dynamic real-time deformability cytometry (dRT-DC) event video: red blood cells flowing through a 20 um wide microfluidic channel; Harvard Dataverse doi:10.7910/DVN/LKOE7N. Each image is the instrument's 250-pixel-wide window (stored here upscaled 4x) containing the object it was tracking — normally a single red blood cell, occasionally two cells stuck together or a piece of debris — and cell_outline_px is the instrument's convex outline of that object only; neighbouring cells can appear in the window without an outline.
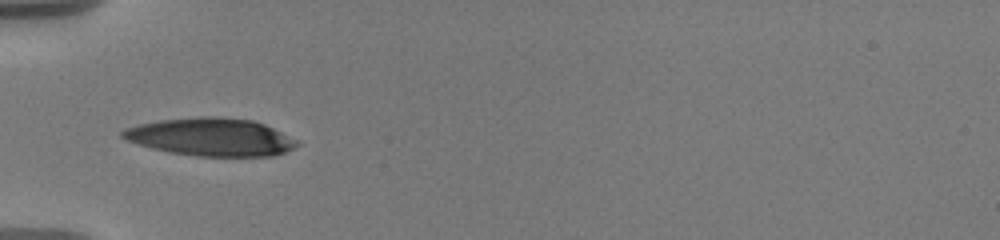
{"species": "human", "species_latin": "Homo sapiens", "temperature_condition": "warm", "stored_images_in_passage": 8, "camera_frame_rate_fps": 3000, "um_per_image_px": 0.085, "donor": {"sex": "male"}, "frame": {"image": 1, "passage_image": 1, "time_ms": 0.0, "image_size_px": [1000, 240], "cell_outline_px": [[300, 144], [284, 152], [272, 156], [200, 156], [172, 152], [152, 148], [128, 140], [120, 136], [120, 132], [124, 128], [140, 124], [160, 120], [196, 116], [220, 116], [252, 120], [264, 124], [296, 140]], "centroid_in_image_um": [17.91, 11.63], "position_along_channel_um": 67.1, "area_um2": 38.15}}
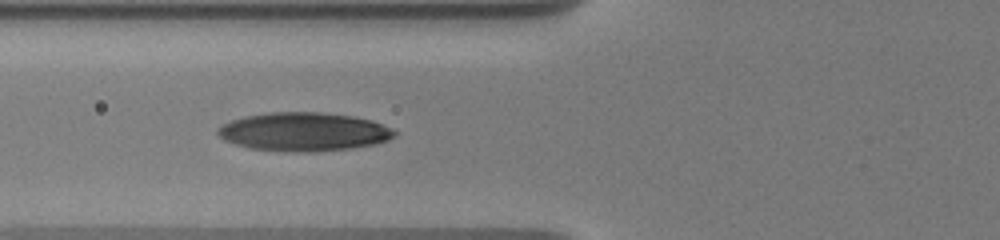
{"frame": {"image": 2, "passage_image": 5, "time_ms": 1.0, "image_size_px": [1000, 240], "cell_outline_px": [[396, 136], [388, 140], [376, 144], [352, 148], [316, 152], [292, 152], [248, 148], [224, 140], [216, 132], [216, 128], [232, 120], [244, 116], [268, 112], [320, 112], [352, 116], [372, 120], [392, 128], [396, 132]], "centroid_in_image_um": [25.83, 11.2], "position_along_channel_um": 100.0, "area_um2": 40.0}}
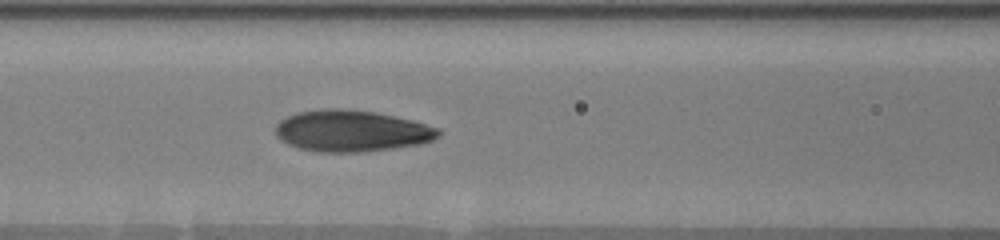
{"frame": {"image": 3, "passage_image": 8, "time_ms": 2.0, "image_size_px": [1000, 240], "cell_outline_px": [[444, 132], [440, 136], [432, 140], [420, 144], [392, 148], [360, 152], [320, 152], [300, 148], [288, 144], [280, 140], [276, 136], [276, 124], [280, 120], [296, 112], [324, 108], [348, 108], [376, 112], [412, 120], [440, 128]], "centroid_in_image_um": [29.9, 11.11], "position_along_channel_um": 136.7, "area_um2": 39.65}}